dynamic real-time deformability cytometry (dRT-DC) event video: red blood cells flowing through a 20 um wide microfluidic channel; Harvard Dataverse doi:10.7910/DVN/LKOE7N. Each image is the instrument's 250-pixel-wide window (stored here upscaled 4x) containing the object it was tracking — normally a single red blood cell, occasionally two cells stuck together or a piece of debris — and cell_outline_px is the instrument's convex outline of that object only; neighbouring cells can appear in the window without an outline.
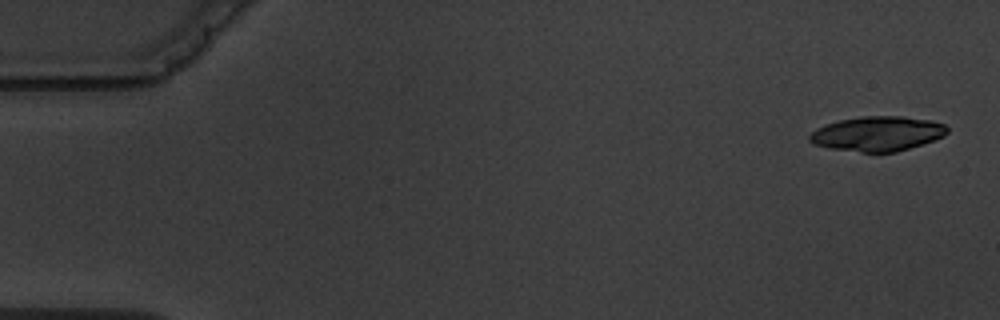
{"species": "common noctule bat (a hibernating species)", "species_latin": "Nyctalus noctula", "temperature_condition": "warm", "stored_images_in_passage": 5, "camera_frame_rate_fps": 3000, "um_per_image_px": 0.085, "animal": {"sex": "male", "body_mass_g": 19.5, "forearm_length_mm": 54.6}, "frame": {"image": 1, "passage_image": 1, "time_ms": 0.0, "image_size_px": [1000, 320], "cell_outline_px": [[948, 132], [944, 136], [896, 152], [860, 152], [828, 148], [812, 144], [808, 140], [808, 136], [816, 128], [824, 124], [840, 120], [860, 116], [904, 116], [928, 120], [944, 124], [948, 128]], "centroid_in_image_um": [74.53, 11.36], "position_along_channel_um": 10.5, "area_um2": 27.86}}
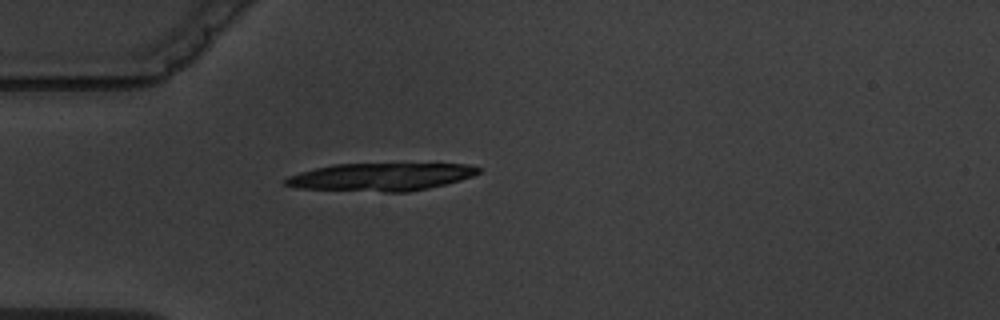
{"frame": {"image": 2, "passage_image": 5, "time_ms": 4.667, "image_size_px": [1000, 320], "cell_outline_px": [[480, 172], [472, 176], [460, 180], [428, 188], [408, 192], [384, 192], [296, 188], [284, 184], [284, 180], [288, 176], [300, 172], [332, 164], [468, 164], [480, 168]], "centroid_in_image_um": [32.34, 15.04], "position_along_channel_um": 52.7, "area_um2": 31.1}}